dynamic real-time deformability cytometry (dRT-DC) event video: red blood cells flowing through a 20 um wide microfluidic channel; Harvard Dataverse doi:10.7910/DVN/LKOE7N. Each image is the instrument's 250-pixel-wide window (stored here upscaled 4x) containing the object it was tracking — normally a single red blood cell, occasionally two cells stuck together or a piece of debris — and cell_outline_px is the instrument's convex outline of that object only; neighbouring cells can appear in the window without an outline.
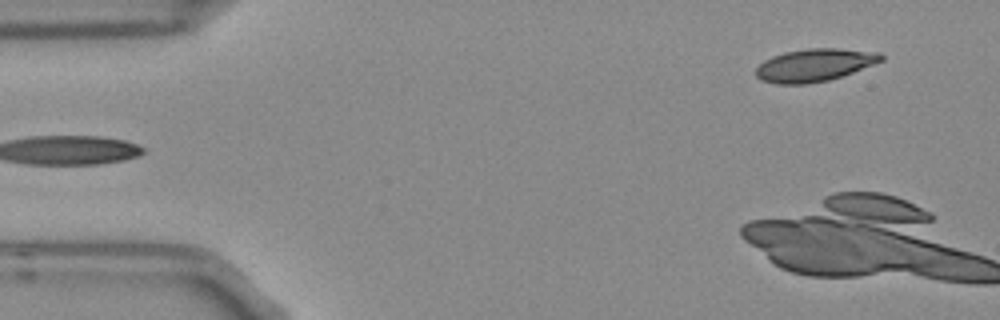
{"species": "Egyptian fruit bat (a non-hibernating species)", "species_latin": "Rousettus aegyptiacus", "temperature_condition": "room temperature", "stored_images_in_passage": 3, "camera_frame_rate_fps": 3000, "um_per_image_px": 0.085, "frame": {"image": 1, "passage_image": 3, "time_ms": 0.667, "image_size_px": [1000, 320], "cell_outline_px": [[884, 60], [852, 72], [828, 80], [808, 84], [776, 84], [760, 80], [756, 76], [756, 68], [764, 60], [772, 56], [784, 52], [808, 48], [836, 48], [880, 52], [884, 56]], "centroid_in_image_um": [69.21, 5.53], "position_along_channel_um": 15.8, "area_um2": 23.87}}